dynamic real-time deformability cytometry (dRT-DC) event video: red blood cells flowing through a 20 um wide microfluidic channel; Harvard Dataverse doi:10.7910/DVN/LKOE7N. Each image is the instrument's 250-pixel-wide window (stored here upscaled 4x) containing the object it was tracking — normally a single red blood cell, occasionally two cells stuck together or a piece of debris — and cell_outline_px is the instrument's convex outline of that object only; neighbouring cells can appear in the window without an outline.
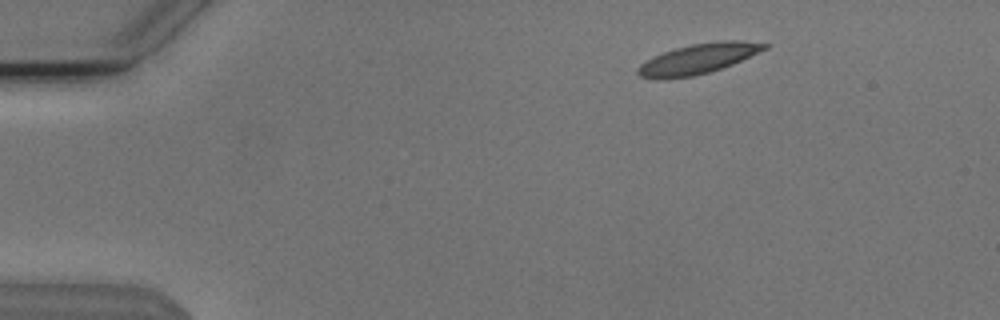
{"species": "Egyptian fruit bat (a non-hibernating species)", "species_latin": "Rousettus aegyptiacus", "temperature_condition": "cold", "stored_images_in_passage": 5, "segment_of_instrument_passage": [1, 2], "camera_frame_rate_fps": 3000, "um_per_image_px": 0.085, "animal": {"sex": "male"}, "frame": {"image": 1, "passage_image": 2, "time_ms": 0.333, "image_size_px": [1000, 320], "cell_outline_px": [[768, 48], [732, 64], [708, 72], [692, 76], [640, 76], [636, 72], [636, 68], [640, 64], [664, 52], [676, 48], [692, 44], [720, 40], [744, 40], [768, 44]], "centroid_in_image_um": [59.44, 4.94], "position_along_channel_um": 25.6, "area_um2": 21.27}}